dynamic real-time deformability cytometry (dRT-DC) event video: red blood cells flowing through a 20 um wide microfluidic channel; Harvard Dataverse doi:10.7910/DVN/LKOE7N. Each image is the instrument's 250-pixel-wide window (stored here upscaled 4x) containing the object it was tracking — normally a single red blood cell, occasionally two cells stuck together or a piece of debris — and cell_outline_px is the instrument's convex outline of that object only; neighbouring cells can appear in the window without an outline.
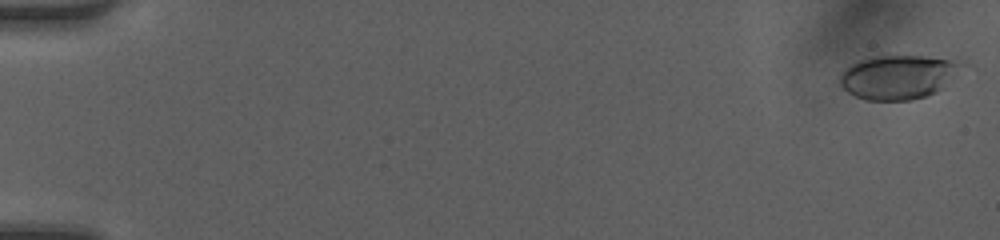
{"species": "human", "species_latin": "Homo sapiens", "temperature_condition": "room temperature", "stored_images_in_passage": 49, "camera_frame_rate_fps": 3000, "um_per_image_px": 0.085, "donor": {"sex": "female"}, "frame": {"image": 1, "passage_image": 1, "time_ms": 0.0, "image_size_px": [1000, 240], "cell_outline_px": [[956, 64], [940, 88], [936, 92], [912, 100], [864, 100], [848, 92], [840, 84], [840, 76], [844, 68], [860, 60], [872, 56], [924, 56], [948, 60]], "centroid_in_image_um": [76.12, 6.56], "position_along_channel_um": 8.9, "area_um2": 29.71}}
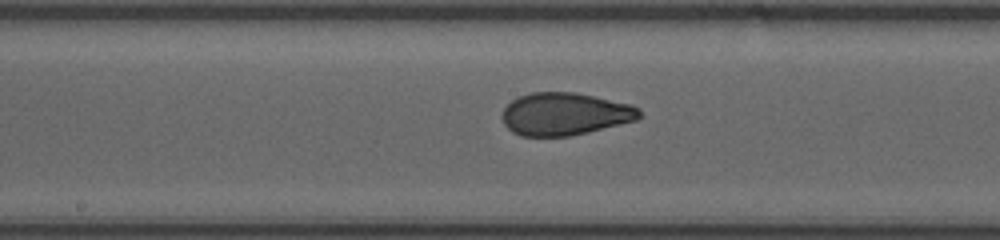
{"frame": {"image": 2, "passage_image": 27, "time_ms": 8.667, "image_size_px": [1000, 240], "cell_outline_px": [[644, 116], [636, 120], [588, 132], [568, 136], [520, 136], [512, 132], [504, 124], [500, 116], [504, 108], [512, 100], [520, 96], [532, 92], [576, 92], [632, 104], [640, 108]], "centroid_in_image_um": [48.03, 9.68], "position_along_channel_um": 200.2, "area_um2": 34.33}}
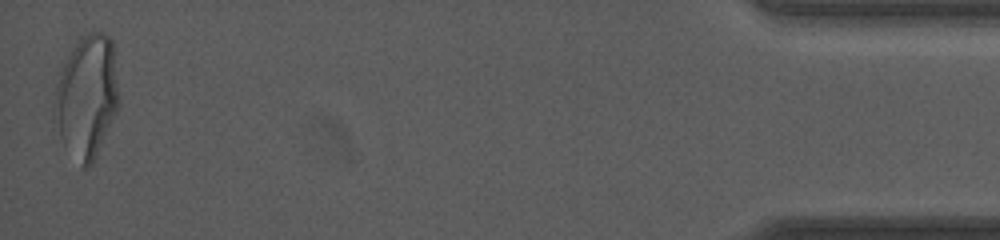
{"frame": {"image": 3, "passage_image": 49, "time_ms": 16.0, "image_size_px": [1000, 240], "cell_outline_px": [[120, 104], [96, 156], [92, 164], [84, 168], [64, 144], [60, 136], [56, 96], [56, 84], [60, 72], [76, 40], [84, 32], [104, 32], [112, 40], [120, 100]], "centroid_in_image_um": [7.44, 8.13], "position_along_channel_um": 427.8, "area_um2": 45.14}, "authors_computed_cell_mechanics": {"area_um2": 33.8708, "velocity_mm_per_s": 4.2361, "shape_relaxation_time_tau1_ms": null, "shape_relaxation_time_tau2_ms": 0.7335, "deformation_change_tau1": null, "deformation_change_tau2": 0.0673}}